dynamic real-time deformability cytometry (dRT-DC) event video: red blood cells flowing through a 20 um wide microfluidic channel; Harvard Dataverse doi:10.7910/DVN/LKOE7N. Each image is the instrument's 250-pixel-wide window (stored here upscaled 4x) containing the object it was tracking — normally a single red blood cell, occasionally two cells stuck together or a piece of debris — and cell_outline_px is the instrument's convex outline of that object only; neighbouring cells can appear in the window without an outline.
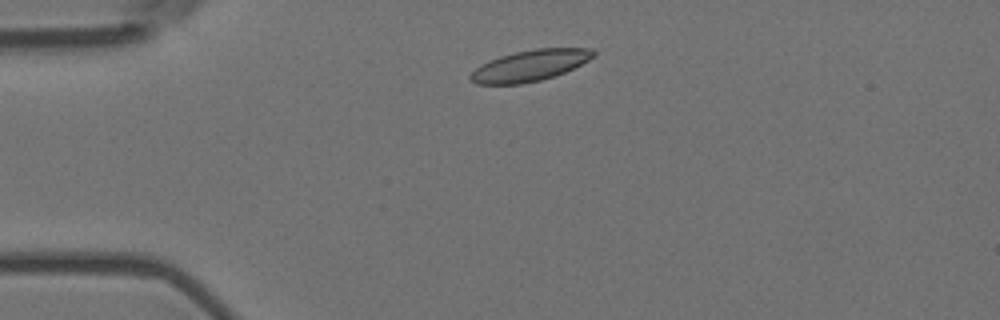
{"species": "Egyptian fruit bat (a non-hibernating species)", "species_latin": "Rousettus aegyptiacus", "temperature_condition": "room temperature", "stored_images_in_passage": 3, "camera_frame_rate_fps": 3000, "um_per_image_px": 0.085, "animal": {"sex": "female"}, "frame": {"image": 1, "passage_image": 2, "time_ms": 0.333, "image_size_px": [1000, 320], "cell_outline_px": [[596, 56], [564, 72], [540, 80], [520, 84], [476, 84], [468, 76], [476, 68], [488, 60], [500, 56], [516, 52], [536, 48], [592, 48], [596, 52]], "centroid_in_image_um": [45.05, 5.56], "position_along_channel_um": 40.0, "area_um2": 22.08}}